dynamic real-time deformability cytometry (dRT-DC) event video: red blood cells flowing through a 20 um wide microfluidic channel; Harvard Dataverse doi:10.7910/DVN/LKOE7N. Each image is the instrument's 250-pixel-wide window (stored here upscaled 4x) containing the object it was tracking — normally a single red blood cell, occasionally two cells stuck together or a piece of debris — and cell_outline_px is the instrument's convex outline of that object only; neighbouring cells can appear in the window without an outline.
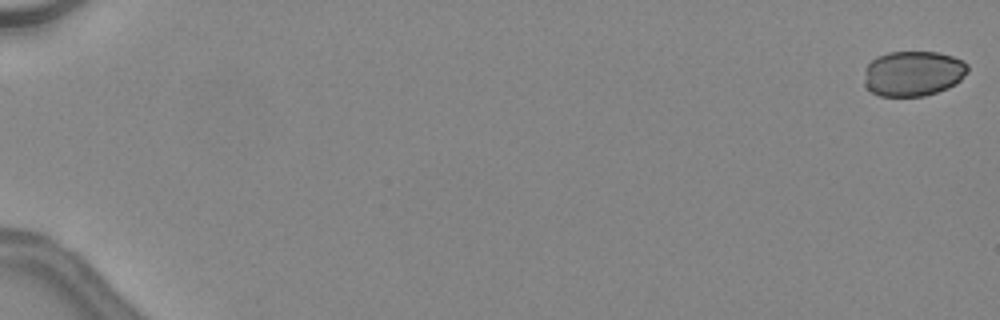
{"species": "common noctule bat (a hibernating species)", "species_latin": "Nyctalus noctula", "temperature_condition": "warm", "stored_images_in_passage": 17, "camera_frame_rate_fps": 3000, "um_per_image_px": 0.085, "animal": {"sex": "female", "body_mass_g": 24.6, "forearm_length_mm": 56.2}, "frame": {"image": 1, "passage_image": 1, "time_ms": 0.0, "image_size_px": [1000, 320], "cell_outline_px": [[968, 72], [956, 84], [948, 88], [924, 96], [880, 96], [872, 92], [864, 84], [864, 68], [876, 56], [888, 52], [936, 52], [952, 56], [964, 60], [968, 64]], "centroid_in_image_um": [77.61, 6.24], "position_along_channel_um": 7.4, "area_um2": 27.57}}
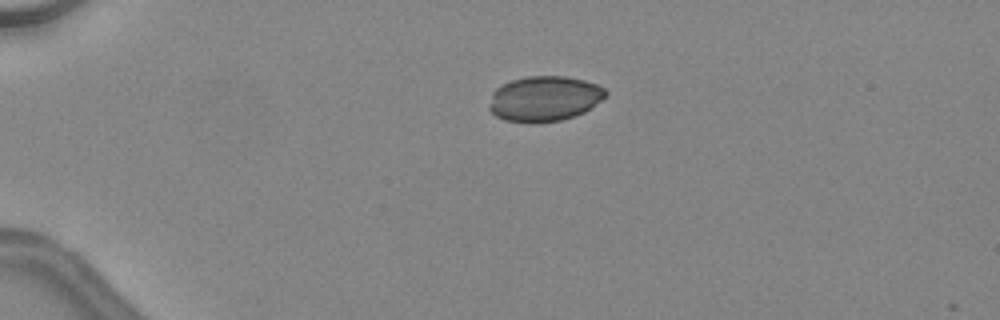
{"frame": {"image": 2, "passage_image": 13, "time_ms": 4.0, "image_size_px": [1000, 320], "cell_outline_px": [[608, 92], [592, 108], [576, 116], [560, 120], [536, 124], [528, 124], [504, 120], [496, 116], [488, 108], [492, 92], [496, 88], [512, 80], [528, 76], [564, 76], [584, 80], [596, 84], [604, 88]], "centroid_in_image_um": [46.26, 8.41], "position_along_channel_um": 38.7, "area_um2": 30.98}}